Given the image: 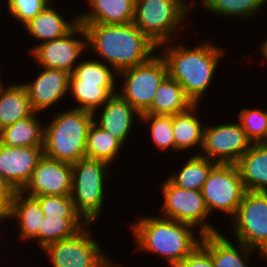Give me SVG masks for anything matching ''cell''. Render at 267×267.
<instances>
[{
    "label": "cell",
    "instance_id": "cell-26",
    "mask_svg": "<svg viewBox=\"0 0 267 267\" xmlns=\"http://www.w3.org/2000/svg\"><path fill=\"white\" fill-rule=\"evenodd\" d=\"M193 105L183 87L167 76L156 91L151 106L143 114L174 115L187 111Z\"/></svg>",
    "mask_w": 267,
    "mask_h": 267
},
{
    "label": "cell",
    "instance_id": "cell-24",
    "mask_svg": "<svg viewBox=\"0 0 267 267\" xmlns=\"http://www.w3.org/2000/svg\"><path fill=\"white\" fill-rule=\"evenodd\" d=\"M198 104L187 111L172 115L173 137L176 151H188L195 146L202 148L205 124L197 116ZM189 148V149H188Z\"/></svg>",
    "mask_w": 267,
    "mask_h": 267
},
{
    "label": "cell",
    "instance_id": "cell-18",
    "mask_svg": "<svg viewBox=\"0 0 267 267\" xmlns=\"http://www.w3.org/2000/svg\"><path fill=\"white\" fill-rule=\"evenodd\" d=\"M43 218L44 214L39 202L34 197L25 196L22 191H15L5 220L17 221L18 238L21 242L37 240L39 246V230Z\"/></svg>",
    "mask_w": 267,
    "mask_h": 267
},
{
    "label": "cell",
    "instance_id": "cell-40",
    "mask_svg": "<svg viewBox=\"0 0 267 267\" xmlns=\"http://www.w3.org/2000/svg\"><path fill=\"white\" fill-rule=\"evenodd\" d=\"M107 267H126V266H124V265L121 266L120 264L117 265V263H116V265H115L114 260H113V261L111 260V261L109 262V264L107 265ZM127 267H128V266H127Z\"/></svg>",
    "mask_w": 267,
    "mask_h": 267
},
{
    "label": "cell",
    "instance_id": "cell-16",
    "mask_svg": "<svg viewBox=\"0 0 267 267\" xmlns=\"http://www.w3.org/2000/svg\"><path fill=\"white\" fill-rule=\"evenodd\" d=\"M43 71L33 81L22 83L35 113L45 112L68 95L70 74L63 70L40 67Z\"/></svg>",
    "mask_w": 267,
    "mask_h": 267
},
{
    "label": "cell",
    "instance_id": "cell-2",
    "mask_svg": "<svg viewBox=\"0 0 267 267\" xmlns=\"http://www.w3.org/2000/svg\"><path fill=\"white\" fill-rule=\"evenodd\" d=\"M167 42L158 46L160 55L166 62L168 76L176 80L185 95L193 104H199L208 90L226 50L215 45L211 40L202 41L198 46L185 47V44ZM167 45V46H166ZM219 46V47H218Z\"/></svg>",
    "mask_w": 267,
    "mask_h": 267
},
{
    "label": "cell",
    "instance_id": "cell-5",
    "mask_svg": "<svg viewBox=\"0 0 267 267\" xmlns=\"http://www.w3.org/2000/svg\"><path fill=\"white\" fill-rule=\"evenodd\" d=\"M192 5L186 0H135L133 23L159 46L178 38Z\"/></svg>",
    "mask_w": 267,
    "mask_h": 267
},
{
    "label": "cell",
    "instance_id": "cell-25",
    "mask_svg": "<svg viewBox=\"0 0 267 267\" xmlns=\"http://www.w3.org/2000/svg\"><path fill=\"white\" fill-rule=\"evenodd\" d=\"M39 113L19 120L0 130V143L9 147H39L44 145V125Z\"/></svg>",
    "mask_w": 267,
    "mask_h": 267
},
{
    "label": "cell",
    "instance_id": "cell-43",
    "mask_svg": "<svg viewBox=\"0 0 267 267\" xmlns=\"http://www.w3.org/2000/svg\"><path fill=\"white\" fill-rule=\"evenodd\" d=\"M0 70H1V68H0ZM0 72H1V71H0ZM1 77H2V76H1V74H0V84L3 83V82H1V81L3 80V79H1Z\"/></svg>",
    "mask_w": 267,
    "mask_h": 267
},
{
    "label": "cell",
    "instance_id": "cell-33",
    "mask_svg": "<svg viewBox=\"0 0 267 267\" xmlns=\"http://www.w3.org/2000/svg\"><path fill=\"white\" fill-rule=\"evenodd\" d=\"M69 80H80L83 83H115L117 72L100 60H83L73 70Z\"/></svg>",
    "mask_w": 267,
    "mask_h": 267
},
{
    "label": "cell",
    "instance_id": "cell-34",
    "mask_svg": "<svg viewBox=\"0 0 267 267\" xmlns=\"http://www.w3.org/2000/svg\"><path fill=\"white\" fill-rule=\"evenodd\" d=\"M238 122L252 143H267V109L243 108Z\"/></svg>",
    "mask_w": 267,
    "mask_h": 267
},
{
    "label": "cell",
    "instance_id": "cell-13",
    "mask_svg": "<svg viewBox=\"0 0 267 267\" xmlns=\"http://www.w3.org/2000/svg\"><path fill=\"white\" fill-rule=\"evenodd\" d=\"M34 46L29 55L40 67L63 70L70 75L79 64L78 58L88 50L86 33L80 23L65 36Z\"/></svg>",
    "mask_w": 267,
    "mask_h": 267
},
{
    "label": "cell",
    "instance_id": "cell-8",
    "mask_svg": "<svg viewBox=\"0 0 267 267\" xmlns=\"http://www.w3.org/2000/svg\"><path fill=\"white\" fill-rule=\"evenodd\" d=\"M160 191L164 199L159 209V215L162 213L160 216L190 224L195 227V230L199 228L198 234L220 232L207 220L210 214L201 191L180 188L168 178L162 183Z\"/></svg>",
    "mask_w": 267,
    "mask_h": 267
},
{
    "label": "cell",
    "instance_id": "cell-42",
    "mask_svg": "<svg viewBox=\"0 0 267 267\" xmlns=\"http://www.w3.org/2000/svg\"><path fill=\"white\" fill-rule=\"evenodd\" d=\"M6 221L2 216H0V222Z\"/></svg>",
    "mask_w": 267,
    "mask_h": 267
},
{
    "label": "cell",
    "instance_id": "cell-36",
    "mask_svg": "<svg viewBox=\"0 0 267 267\" xmlns=\"http://www.w3.org/2000/svg\"><path fill=\"white\" fill-rule=\"evenodd\" d=\"M54 1V0H53ZM52 0H7V9L11 17L17 19L24 25L30 19L34 18L39 12L43 11Z\"/></svg>",
    "mask_w": 267,
    "mask_h": 267
},
{
    "label": "cell",
    "instance_id": "cell-35",
    "mask_svg": "<svg viewBox=\"0 0 267 267\" xmlns=\"http://www.w3.org/2000/svg\"><path fill=\"white\" fill-rule=\"evenodd\" d=\"M41 207L44 217H81L75 210L71 196L34 197Z\"/></svg>",
    "mask_w": 267,
    "mask_h": 267
},
{
    "label": "cell",
    "instance_id": "cell-3",
    "mask_svg": "<svg viewBox=\"0 0 267 267\" xmlns=\"http://www.w3.org/2000/svg\"><path fill=\"white\" fill-rule=\"evenodd\" d=\"M136 239V250L154 253L176 267L201 242L192 225L162 216H143L129 226ZM165 257V258H164Z\"/></svg>",
    "mask_w": 267,
    "mask_h": 267
},
{
    "label": "cell",
    "instance_id": "cell-10",
    "mask_svg": "<svg viewBox=\"0 0 267 267\" xmlns=\"http://www.w3.org/2000/svg\"><path fill=\"white\" fill-rule=\"evenodd\" d=\"M92 224L86 225L74 237L46 245L45 252L53 267H107L113 259L108 258L99 242L90 232Z\"/></svg>",
    "mask_w": 267,
    "mask_h": 267
},
{
    "label": "cell",
    "instance_id": "cell-37",
    "mask_svg": "<svg viewBox=\"0 0 267 267\" xmlns=\"http://www.w3.org/2000/svg\"><path fill=\"white\" fill-rule=\"evenodd\" d=\"M176 267H215L210 253L199 244Z\"/></svg>",
    "mask_w": 267,
    "mask_h": 267
},
{
    "label": "cell",
    "instance_id": "cell-17",
    "mask_svg": "<svg viewBox=\"0 0 267 267\" xmlns=\"http://www.w3.org/2000/svg\"><path fill=\"white\" fill-rule=\"evenodd\" d=\"M102 107L100 108L102 110H99L101 111L99 119L94 117V122L103 130L110 132L125 146L128 135H131L134 121L140 120L141 114L118 93L112 95Z\"/></svg>",
    "mask_w": 267,
    "mask_h": 267
},
{
    "label": "cell",
    "instance_id": "cell-27",
    "mask_svg": "<svg viewBox=\"0 0 267 267\" xmlns=\"http://www.w3.org/2000/svg\"><path fill=\"white\" fill-rule=\"evenodd\" d=\"M116 85V83H83L80 80H69L68 93H71L78 103L73 108L89 111L96 117L99 108L117 93Z\"/></svg>",
    "mask_w": 267,
    "mask_h": 267
},
{
    "label": "cell",
    "instance_id": "cell-20",
    "mask_svg": "<svg viewBox=\"0 0 267 267\" xmlns=\"http://www.w3.org/2000/svg\"><path fill=\"white\" fill-rule=\"evenodd\" d=\"M50 3L43 11L23 25L24 31L42 44L47 41L61 38L68 34L78 24V14L73 19L63 18L62 13L53 8Z\"/></svg>",
    "mask_w": 267,
    "mask_h": 267
},
{
    "label": "cell",
    "instance_id": "cell-38",
    "mask_svg": "<svg viewBox=\"0 0 267 267\" xmlns=\"http://www.w3.org/2000/svg\"><path fill=\"white\" fill-rule=\"evenodd\" d=\"M15 191L0 175V216L6 219Z\"/></svg>",
    "mask_w": 267,
    "mask_h": 267
},
{
    "label": "cell",
    "instance_id": "cell-32",
    "mask_svg": "<svg viewBox=\"0 0 267 267\" xmlns=\"http://www.w3.org/2000/svg\"><path fill=\"white\" fill-rule=\"evenodd\" d=\"M139 121L149 124L151 141L159 151L165 152V150L171 149H173V152L176 151L172 131V115L141 114Z\"/></svg>",
    "mask_w": 267,
    "mask_h": 267
},
{
    "label": "cell",
    "instance_id": "cell-9",
    "mask_svg": "<svg viewBox=\"0 0 267 267\" xmlns=\"http://www.w3.org/2000/svg\"><path fill=\"white\" fill-rule=\"evenodd\" d=\"M231 221L237 242L260 256L267 252V192L245 191Z\"/></svg>",
    "mask_w": 267,
    "mask_h": 267
},
{
    "label": "cell",
    "instance_id": "cell-41",
    "mask_svg": "<svg viewBox=\"0 0 267 267\" xmlns=\"http://www.w3.org/2000/svg\"><path fill=\"white\" fill-rule=\"evenodd\" d=\"M261 257H263L264 259L263 260H265L266 261V263H267V252H265L264 254H262V256Z\"/></svg>",
    "mask_w": 267,
    "mask_h": 267
},
{
    "label": "cell",
    "instance_id": "cell-23",
    "mask_svg": "<svg viewBox=\"0 0 267 267\" xmlns=\"http://www.w3.org/2000/svg\"><path fill=\"white\" fill-rule=\"evenodd\" d=\"M6 86L0 84V130L34 113L22 82Z\"/></svg>",
    "mask_w": 267,
    "mask_h": 267
},
{
    "label": "cell",
    "instance_id": "cell-21",
    "mask_svg": "<svg viewBox=\"0 0 267 267\" xmlns=\"http://www.w3.org/2000/svg\"><path fill=\"white\" fill-rule=\"evenodd\" d=\"M236 166L245 191L267 192V143H252Z\"/></svg>",
    "mask_w": 267,
    "mask_h": 267
},
{
    "label": "cell",
    "instance_id": "cell-14",
    "mask_svg": "<svg viewBox=\"0 0 267 267\" xmlns=\"http://www.w3.org/2000/svg\"><path fill=\"white\" fill-rule=\"evenodd\" d=\"M22 192L30 197L71 196L72 164L45 155L39 160L33 175Z\"/></svg>",
    "mask_w": 267,
    "mask_h": 267
},
{
    "label": "cell",
    "instance_id": "cell-11",
    "mask_svg": "<svg viewBox=\"0 0 267 267\" xmlns=\"http://www.w3.org/2000/svg\"><path fill=\"white\" fill-rule=\"evenodd\" d=\"M245 189L236 164H216L204 182L201 194L209 214L219 210L231 220L241 203Z\"/></svg>",
    "mask_w": 267,
    "mask_h": 267
},
{
    "label": "cell",
    "instance_id": "cell-19",
    "mask_svg": "<svg viewBox=\"0 0 267 267\" xmlns=\"http://www.w3.org/2000/svg\"><path fill=\"white\" fill-rule=\"evenodd\" d=\"M235 242L234 245L218 232L203 235L200 244L210 253L215 267H248V259L255 250Z\"/></svg>",
    "mask_w": 267,
    "mask_h": 267
},
{
    "label": "cell",
    "instance_id": "cell-15",
    "mask_svg": "<svg viewBox=\"0 0 267 267\" xmlns=\"http://www.w3.org/2000/svg\"><path fill=\"white\" fill-rule=\"evenodd\" d=\"M43 156V146L9 147L0 143V175L14 191H22Z\"/></svg>",
    "mask_w": 267,
    "mask_h": 267
},
{
    "label": "cell",
    "instance_id": "cell-12",
    "mask_svg": "<svg viewBox=\"0 0 267 267\" xmlns=\"http://www.w3.org/2000/svg\"><path fill=\"white\" fill-rule=\"evenodd\" d=\"M252 142L239 122L205 125L201 155L216 164H236Z\"/></svg>",
    "mask_w": 267,
    "mask_h": 267
},
{
    "label": "cell",
    "instance_id": "cell-22",
    "mask_svg": "<svg viewBox=\"0 0 267 267\" xmlns=\"http://www.w3.org/2000/svg\"><path fill=\"white\" fill-rule=\"evenodd\" d=\"M89 12L78 14V23L117 25L134 20L135 0H85Z\"/></svg>",
    "mask_w": 267,
    "mask_h": 267
},
{
    "label": "cell",
    "instance_id": "cell-31",
    "mask_svg": "<svg viewBox=\"0 0 267 267\" xmlns=\"http://www.w3.org/2000/svg\"><path fill=\"white\" fill-rule=\"evenodd\" d=\"M204 10L216 16L252 18L267 4V0H199ZM219 14V15H218Z\"/></svg>",
    "mask_w": 267,
    "mask_h": 267
},
{
    "label": "cell",
    "instance_id": "cell-7",
    "mask_svg": "<svg viewBox=\"0 0 267 267\" xmlns=\"http://www.w3.org/2000/svg\"><path fill=\"white\" fill-rule=\"evenodd\" d=\"M167 76L166 62L155 52L148 61L117 73V78L123 81L117 93L143 114L151 106L156 91Z\"/></svg>",
    "mask_w": 267,
    "mask_h": 267
},
{
    "label": "cell",
    "instance_id": "cell-29",
    "mask_svg": "<svg viewBox=\"0 0 267 267\" xmlns=\"http://www.w3.org/2000/svg\"><path fill=\"white\" fill-rule=\"evenodd\" d=\"M188 158L178 173L171 174L168 179L180 188L201 191L209 172L216 163L201 155L192 154Z\"/></svg>",
    "mask_w": 267,
    "mask_h": 267
},
{
    "label": "cell",
    "instance_id": "cell-28",
    "mask_svg": "<svg viewBox=\"0 0 267 267\" xmlns=\"http://www.w3.org/2000/svg\"><path fill=\"white\" fill-rule=\"evenodd\" d=\"M124 144L110 132L100 128L94 121L89 126L86 140V158L108 163L115 161Z\"/></svg>",
    "mask_w": 267,
    "mask_h": 267
},
{
    "label": "cell",
    "instance_id": "cell-1",
    "mask_svg": "<svg viewBox=\"0 0 267 267\" xmlns=\"http://www.w3.org/2000/svg\"><path fill=\"white\" fill-rule=\"evenodd\" d=\"M80 24L86 33L90 53L99 56L98 60H103L117 73L148 61L158 49L133 22L117 25Z\"/></svg>",
    "mask_w": 267,
    "mask_h": 267
},
{
    "label": "cell",
    "instance_id": "cell-39",
    "mask_svg": "<svg viewBox=\"0 0 267 267\" xmlns=\"http://www.w3.org/2000/svg\"><path fill=\"white\" fill-rule=\"evenodd\" d=\"M260 56H263L265 61L267 62V39H264L263 43H260Z\"/></svg>",
    "mask_w": 267,
    "mask_h": 267
},
{
    "label": "cell",
    "instance_id": "cell-4",
    "mask_svg": "<svg viewBox=\"0 0 267 267\" xmlns=\"http://www.w3.org/2000/svg\"><path fill=\"white\" fill-rule=\"evenodd\" d=\"M94 114L76 108L57 112L44 126V155L73 164L86 157V140Z\"/></svg>",
    "mask_w": 267,
    "mask_h": 267
},
{
    "label": "cell",
    "instance_id": "cell-6",
    "mask_svg": "<svg viewBox=\"0 0 267 267\" xmlns=\"http://www.w3.org/2000/svg\"><path fill=\"white\" fill-rule=\"evenodd\" d=\"M109 167L104 161L86 157L72 164L71 199L87 224H94L102 214Z\"/></svg>",
    "mask_w": 267,
    "mask_h": 267
},
{
    "label": "cell",
    "instance_id": "cell-30",
    "mask_svg": "<svg viewBox=\"0 0 267 267\" xmlns=\"http://www.w3.org/2000/svg\"><path fill=\"white\" fill-rule=\"evenodd\" d=\"M86 225L82 217H44L39 230V247L43 249L50 243L74 237Z\"/></svg>",
    "mask_w": 267,
    "mask_h": 267
}]
</instances>
